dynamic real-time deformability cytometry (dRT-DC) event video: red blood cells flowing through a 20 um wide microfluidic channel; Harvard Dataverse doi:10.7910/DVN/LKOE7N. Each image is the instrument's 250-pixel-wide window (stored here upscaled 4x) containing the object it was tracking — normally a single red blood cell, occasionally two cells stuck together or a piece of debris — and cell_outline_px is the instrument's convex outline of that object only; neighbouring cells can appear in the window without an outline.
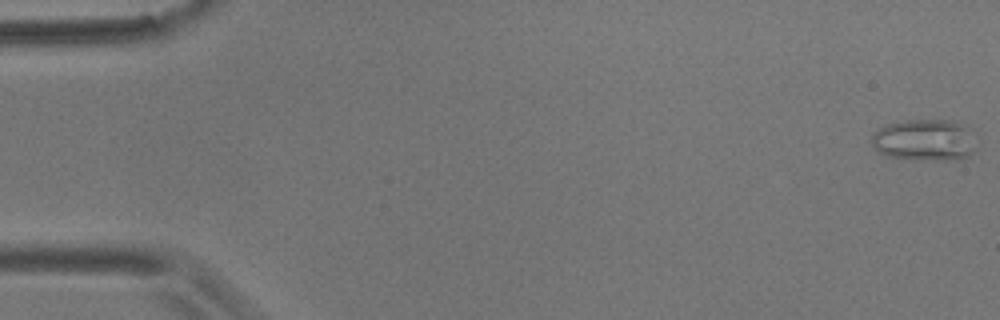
{"species": "common noctule bat (a hibernating species)", "species_latin": "Nyctalus noctula", "temperature_condition": "room temperature", "stored_images_in_passage": 55, "camera_frame_rate_fps": 3000, "um_per_image_px": 0.085, "animal": {"sex": "male", "body_mass_g": 17.9}, "frame": {"image": 1, "passage_image": 1, "time_ms": 0.0, "image_size_px": [1000, 320], "cell_outline_px": [[972, 152], [968, 156], [956, 160], [912, 160], [888, 156], [880, 152], [872, 144], [872, 136], [880, 128], [888, 124], [904, 120], [956, 120], [968, 128]], "centroid_in_image_um": [78.54, 11.91], "position_along_channel_um": 6.5, "area_um2": 24.97}}
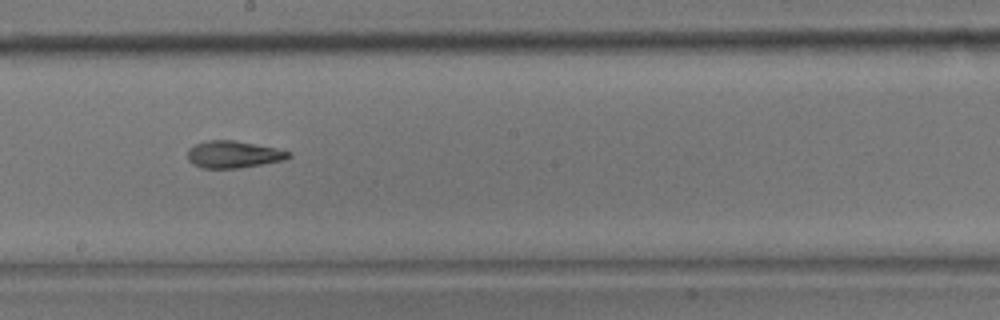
{"frame": {"image": 2, "passage_image": 31, "time_ms": 10.0, "image_size_px": [1000, 320], "cell_outline_px": [[292, 156], [284, 160], [240, 168], [200, 168], [192, 164], [188, 160], [188, 148], [196, 144], [208, 140], [232, 140], [276, 148], [292, 152]], "centroid_in_image_um": [19.83, 13.13], "position_along_channel_um": 228.4, "area_um2": 15.95}}
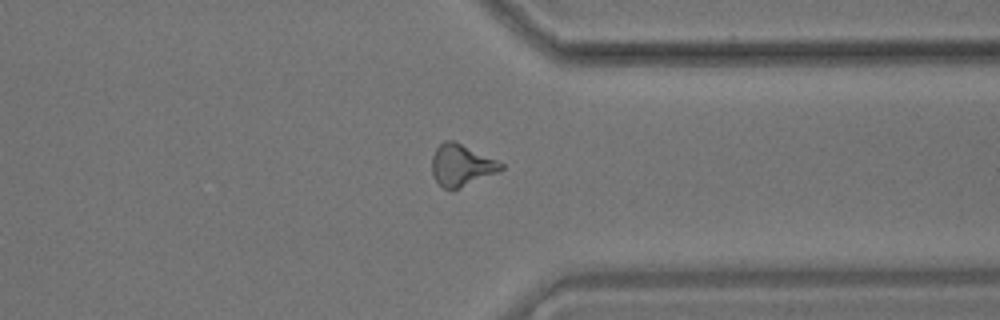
{"frame": {"image": 3, "passage_image": 43, "time_ms": 14.0, "image_size_px": [1000, 320], "cell_outline_px": [[504, 168], [496, 172], [452, 192], [444, 188], [432, 176], [432, 156], [436, 148], [444, 140], [452, 140], [496, 160], [504, 164]], "centroid_in_image_um": [39.17, 14.07], "position_along_channel_um": 372.2, "area_um2": 16.59}, "authors_computed_cell_mechanics": {"area_um2": 16.2996, "velocity_mm_per_s": 3.6518, "shape_relaxation_time_tau1_ms": 5.9001, "shape_relaxation_time_tau2_ms": 4.6528, "deformation_change_tau1": 0.1903, "deformation_change_tau2": 0.1416}}